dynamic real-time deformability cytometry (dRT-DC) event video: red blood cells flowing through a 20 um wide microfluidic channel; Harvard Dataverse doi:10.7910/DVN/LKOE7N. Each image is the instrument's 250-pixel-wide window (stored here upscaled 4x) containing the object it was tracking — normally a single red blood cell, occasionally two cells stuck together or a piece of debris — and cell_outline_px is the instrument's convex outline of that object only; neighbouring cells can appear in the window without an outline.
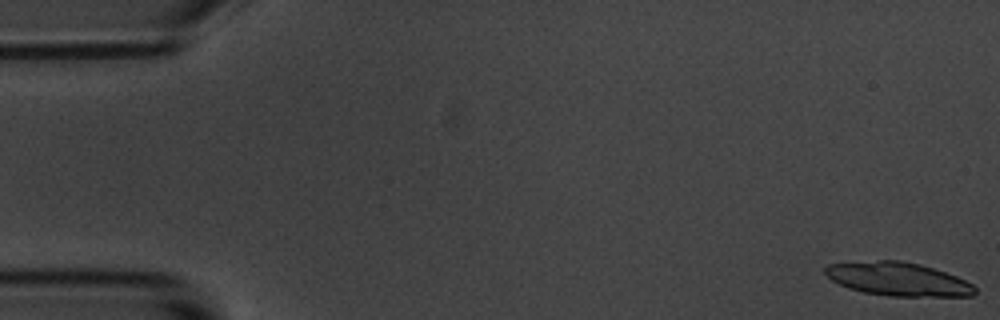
{"species": "common noctule bat (a hibernating species)", "species_latin": "Nyctalus noctula", "temperature_condition": "room temperature", "stored_images_in_passage": 6, "camera_frame_rate_fps": 3000, "um_per_image_px": 0.085, "animal": {"sex": "male", "body_mass_g": 20.1, "forearm_length_mm": 53.5}, "frame": {"image": 1, "passage_image": 1, "time_ms": 0.0, "image_size_px": [1000, 320], "cell_outline_px": [[976, 292], [972, 296], [888, 296], [864, 292], [848, 288], [832, 280], [824, 272], [824, 268], [828, 264], [880, 260], [900, 260], [920, 264], [956, 276], [972, 284], [976, 288]], "centroid_in_image_um": [76.33, 23.72], "position_along_channel_um": 8.7, "area_um2": 29.02}}